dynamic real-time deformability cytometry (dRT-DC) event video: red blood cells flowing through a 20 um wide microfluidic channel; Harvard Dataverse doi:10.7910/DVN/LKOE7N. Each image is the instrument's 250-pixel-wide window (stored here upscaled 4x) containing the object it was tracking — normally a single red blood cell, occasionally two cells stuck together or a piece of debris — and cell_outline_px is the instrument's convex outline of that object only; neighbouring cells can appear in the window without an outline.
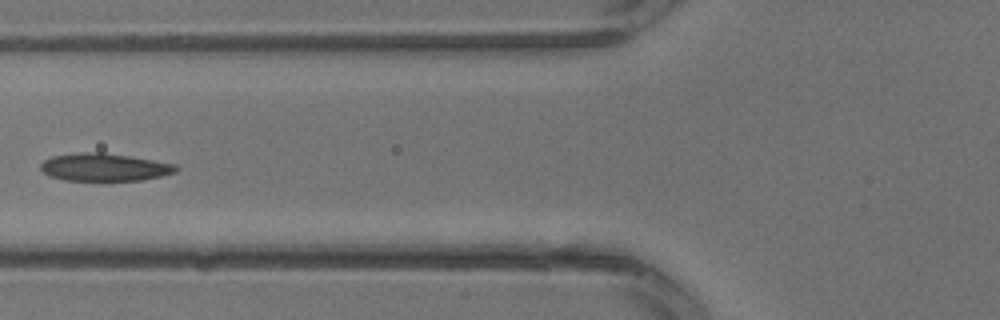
{"species": "common noctule bat (a hibernating species)", "species_latin": "Nyctalus noctula", "temperature_condition": "warm", "stored_images_in_passage": 15, "segment_of_instrument_passage": [2, 2], "camera_frame_rate_fps": 3000, "um_per_image_px": 0.085, "animal": {"sex": "male", "body_mass_g": 13.3}, "frame": {"image": 1, "passage_image": 12, "time_ms": 3.667, "image_size_px": [1000, 320], "cell_outline_px": [[180, 168], [176, 172], [144, 180], [64, 180], [48, 176], [40, 168], [40, 164], [44, 160], [52, 156], [76, 152], [104, 152], [176, 164]], "centroid_in_image_um": [8.86, 14.2], "position_along_channel_um": 116.9, "area_um2": 21.91}}
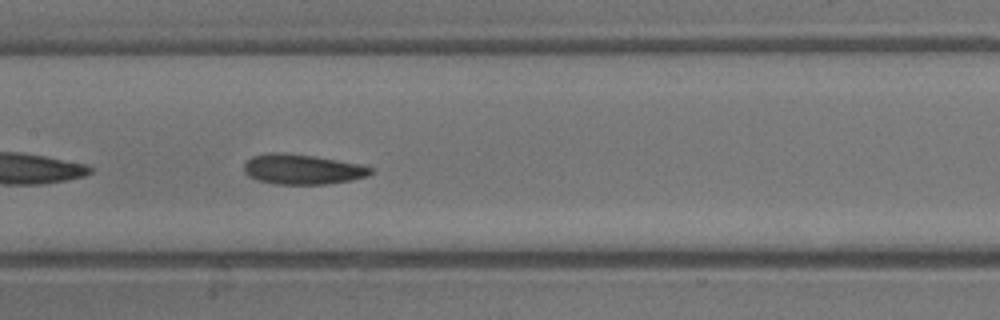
{"frame": {"image": 2, "passage_image": 15, "time_ms": 4.667, "image_size_px": [1000, 320], "cell_outline_px": [[372, 172], [368, 176], [352, 180], [324, 184], [276, 184], [260, 180], [248, 176], [244, 172], [244, 164], [252, 156], [268, 152], [284, 152], [312, 156], [336, 160], [356, 164], [372, 168]], "centroid_in_image_um": [25.66, 14.38], "position_along_channel_um": 181.7, "area_um2": 21.96}}